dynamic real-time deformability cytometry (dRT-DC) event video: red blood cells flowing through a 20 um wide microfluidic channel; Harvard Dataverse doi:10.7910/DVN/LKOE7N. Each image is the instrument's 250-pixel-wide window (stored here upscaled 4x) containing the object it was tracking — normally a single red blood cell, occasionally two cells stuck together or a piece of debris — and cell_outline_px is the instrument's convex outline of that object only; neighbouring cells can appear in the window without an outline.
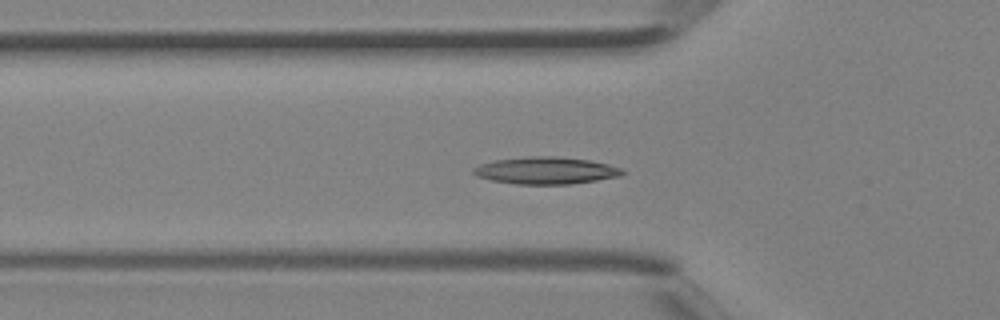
{"species": "Egyptian fruit bat (a non-hibernating species)", "species_latin": "Rousettus aegyptiacus", "temperature_condition": "room temperature", "stored_images_in_passage": 35, "camera_frame_rate_fps": 3000, "um_per_image_px": 0.085, "animal": {"sex": "female"}, "frame": {"image": 1, "passage_image": 8, "time_ms": 2.333, "image_size_px": [1000, 320], "cell_outline_px": [[624, 172], [620, 176], [572, 184], [516, 184], [492, 180], [476, 176], [472, 172], [472, 168], [480, 164], [492, 160], [524, 156], [556, 156], [592, 160], [608, 164], [620, 168]], "centroid_in_image_um": [46.36, 14.48], "position_along_channel_um": 79.4, "area_um2": 23.7}}
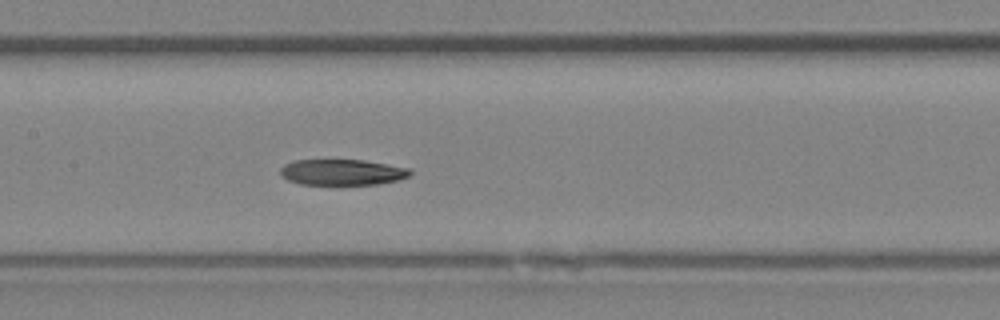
{"frame": {"image": 2, "passage_image": 14, "time_ms": 4.333, "image_size_px": [1000, 320], "cell_outline_px": [[412, 172], [408, 176], [396, 180], [376, 184], [340, 188], [300, 184], [288, 180], [280, 172], [280, 168], [284, 164], [296, 160], [364, 160], [408, 168]], "centroid_in_image_um": [29.04, 14.69], "position_along_channel_um": 178.4, "area_um2": 20.35}}
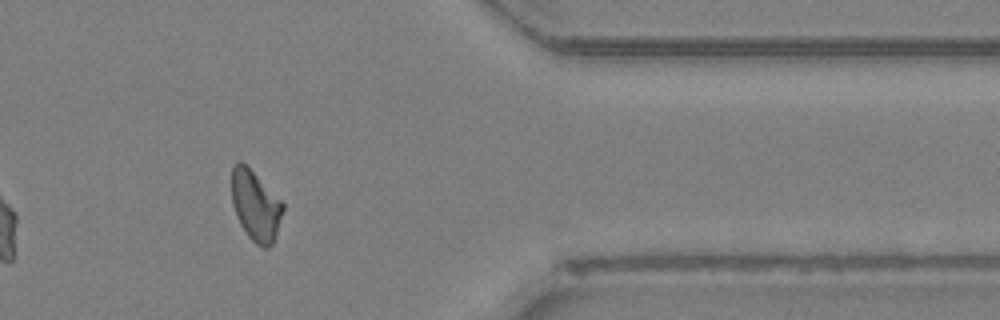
{"frame": {"image": 3, "passage_image": 28, "time_ms": 9.0, "image_size_px": [1000, 320], "cell_outline_px": [[284, 208], [272, 244], [268, 248], [264, 248], [256, 244], [248, 236], [240, 224], [236, 216], [232, 204], [232, 164], [236, 160], [240, 160], [284, 204]], "centroid_in_image_um": [21.69, 17.49], "position_along_channel_um": 389.7, "area_um2": 20.52}}